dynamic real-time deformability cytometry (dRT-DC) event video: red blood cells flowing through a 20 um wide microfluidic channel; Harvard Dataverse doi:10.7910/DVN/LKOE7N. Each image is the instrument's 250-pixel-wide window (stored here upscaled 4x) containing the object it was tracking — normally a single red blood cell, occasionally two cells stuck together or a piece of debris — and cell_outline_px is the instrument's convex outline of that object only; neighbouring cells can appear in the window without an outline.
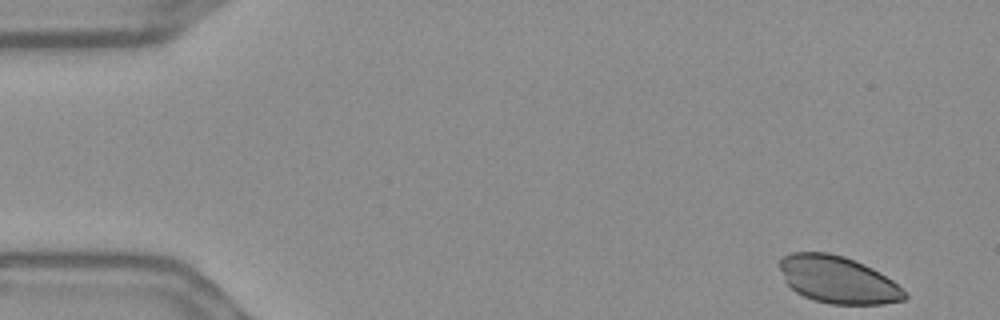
{"species": "Egyptian fruit bat (a non-hibernating species)", "species_latin": "Rousettus aegyptiacus", "temperature_condition": "warm", "stored_images_in_passage": 54, "camera_frame_rate_fps": 3000, "um_per_image_px": 0.085, "frame": {"image": 1, "passage_image": 1, "time_ms": 0.0, "image_size_px": [1000, 320], "cell_outline_px": [[908, 296], [904, 300], [884, 304], [828, 304], [804, 296], [796, 292], [784, 280], [780, 268], [780, 260], [784, 256], [792, 252], [828, 252], [844, 256], [864, 264], [872, 268], [892, 280]], "centroid_in_image_um": [71.21, 23.77], "position_along_channel_um": 13.8, "area_um2": 34.1}}